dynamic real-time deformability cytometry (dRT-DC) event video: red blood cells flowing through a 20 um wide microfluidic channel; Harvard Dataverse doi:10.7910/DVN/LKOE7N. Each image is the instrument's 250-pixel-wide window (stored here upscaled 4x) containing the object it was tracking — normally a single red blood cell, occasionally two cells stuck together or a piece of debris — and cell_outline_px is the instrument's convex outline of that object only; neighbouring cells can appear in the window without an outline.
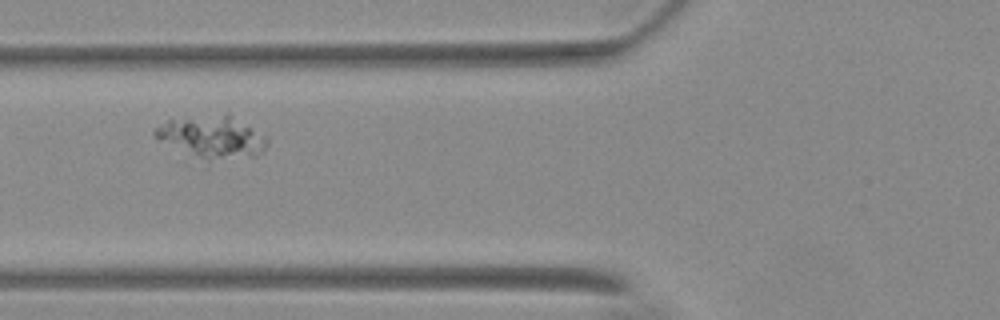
{"species": "Egyptian fruit bat (a non-hibernating species)", "species_latin": "Rousettus aegyptiacus", "temperature_condition": "warm", "stored_images_in_passage": 4, "segment_of_instrument_passage": [2, 2], "camera_frame_rate_fps": 3000, "um_per_image_px": 0.085, "animal": {"sex": "female"}, "frame": {"image": 1, "passage_image": 4, "time_ms": 1.0, "image_size_px": [1000, 320], "cell_outline_px": [[552, 104], [548, 108], [532, 116], [492, 120], [440, 120], [432, 116], [428, 112], [436, 104]], "centroid_in_image_um": [41.24, 9.46], "position_along_channel_um": 84.6, "area_um2": 11.91}}